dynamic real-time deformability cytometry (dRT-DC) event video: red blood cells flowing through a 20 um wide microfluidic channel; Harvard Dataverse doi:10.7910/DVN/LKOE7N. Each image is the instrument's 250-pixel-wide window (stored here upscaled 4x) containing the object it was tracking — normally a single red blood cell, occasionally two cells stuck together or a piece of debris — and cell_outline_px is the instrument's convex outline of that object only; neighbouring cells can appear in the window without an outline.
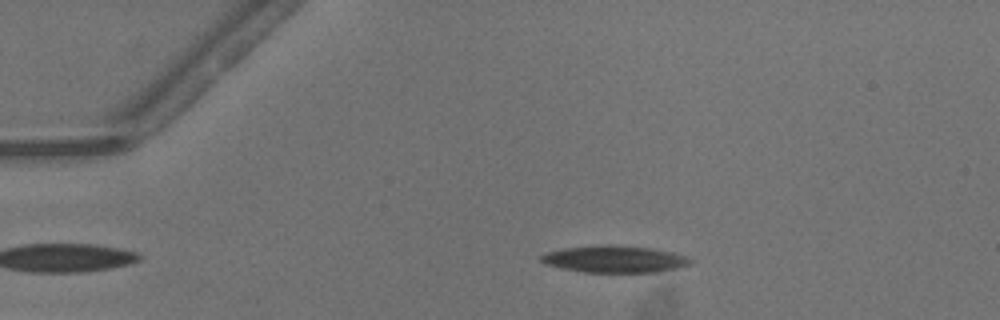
{"species": "common noctule bat (a hibernating species)", "species_latin": "Nyctalus noctula", "temperature_condition": "warm", "stored_images_in_passage": 41, "camera_frame_rate_fps": 3000, "um_per_image_px": 0.085, "animal": {"sex": "male", "body_mass_g": 13.3}, "frame": {"image": 1, "passage_image": 10, "time_ms": 3.0, "image_size_px": [1000, 320], "cell_outline_px": [[692, 260], [688, 264], [676, 268], [656, 272], [584, 272], [544, 264], [540, 260], [540, 256], [548, 252], [568, 248], [608, 244], [616, 244], [652, 248], [672, 252], [684, 256]], "centroid_in_image_um": [52.23, 22.02], "position_along_channel_um": 32.8, "area_um2": 23.12}}
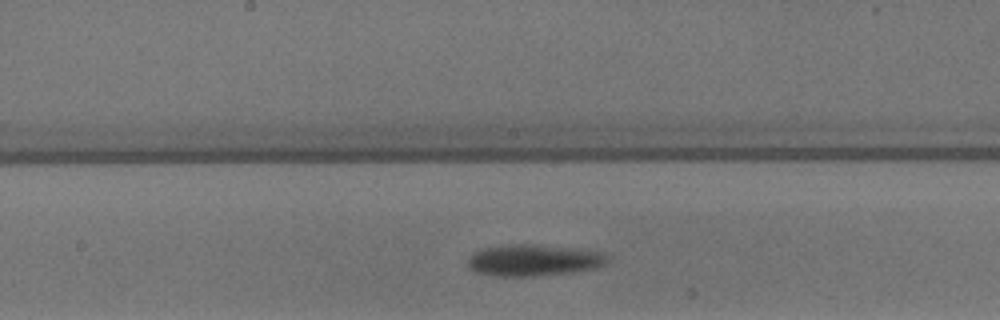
{"frame": {"image": 2, "passage_image": 27, "time_ms": 8.667, "image_size_px": [1000, 320], "cell_outline_px": [[608, 260], [604, 264], [596, 268], [572, 272], [532, 276], [496, 276], [472, 272], [468, 268], [468, 260], [480, 248], [508, 244], [532, 244], [576, 248], [608, 252]], "centroid_in_image_um": [45.37, 22.11], "position_along_channel_um": 202.8, "area_um2": 25.95}}
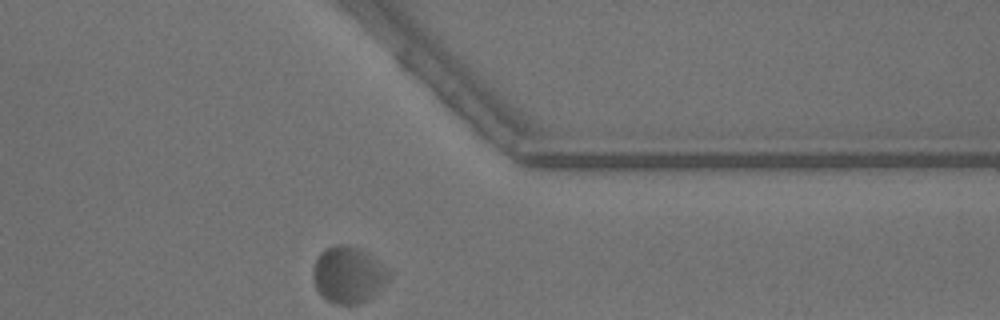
{"frame": {"image": 3, "passage_image": 41, "time_ms": 13.333, "image_size_px": [1000, 320], "cell_outline_px": [[388, 280], [376, 292], [360, 304], [336, 304], [328, 300], [316, 288], [312, 276], [312, 268], [320, 252], [324, 248], [336, 244], [344, 244], [360, 248], [384, 264], [388, 268]], "centroid_in_image_um": [29.58, 23.32], "position_along_channel_um": 381.8, "area_um2": 24.85}, "authors_computed_cell_mechanics": {"area_um2": 23.8714, "velocity_mm_per_s": 4.0019, "shape_relaxation_time_tau1_ms": 6.0463, "shape_relaxation_time_tau2_ms": null, "deformation_change_tau1": 0.1245, "deformation_change_tau2": null}}